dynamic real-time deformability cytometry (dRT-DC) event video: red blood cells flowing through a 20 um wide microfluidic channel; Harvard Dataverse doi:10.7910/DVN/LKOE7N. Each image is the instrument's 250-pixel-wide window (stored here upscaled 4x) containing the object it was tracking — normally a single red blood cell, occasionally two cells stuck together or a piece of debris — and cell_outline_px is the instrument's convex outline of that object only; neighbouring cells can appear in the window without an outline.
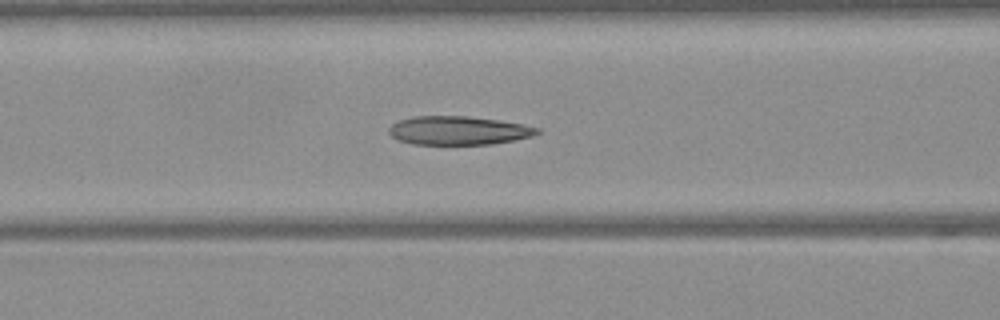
{"species": "Egyptian fruit bat (a non-hibernating species)", "species_latin": "Rousettus aegyptiacus", "temperature_condition": "warm", "stored_images_in_passage": 46, "camera_frame_rate_fps": 3000, "um_per_image_px": 0.085, "frame": {"image": 1, "passage_image": 16, "time_ms": 5.0, "image_size_px": [1000, 320], "cell_outline_px": [[540, 132], [532, 136], [516, 140], [492, 144], [412, 144], [400, 140], [392, 136], [388, 132], [388, 128], [392, 124], [400, 120], [412, 116], [468, 116], [500, 120], [524, 124], [540, 128]], "centroid_in_image_um": [38.99, 11.09], "position_along_channel_um": 127.6, "area_um2": 24.85}}
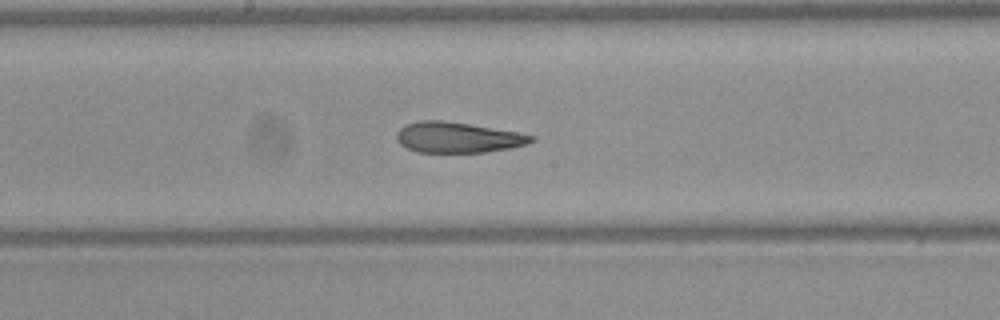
{"frame": {"image": 2, "passage_image": 22, "time_ms": 7.0, "image_size_px": [1000, 320], "cell_outline_px": [[536, 140], [528, 144], [512, 148], [484, 152], [420, 152], [408, 148], [400, 144], [396, 140], [396, 132], [404, 124], [420, 120], [444, 120], [520, 132], [536, 136]], "centroid_in_image_um": [38.94, 11.67], "position_along_channel_um": 209.3, "area_um2": 24.28}}
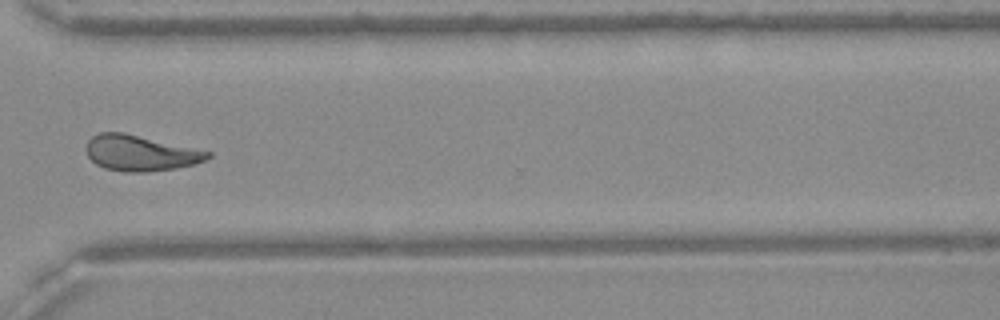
{"frame": {"image": 3, "passage_image": 33, "time_ms": 10.667, "image_size_px": [1000, 320], "cell_outline_px": [[212, 156], [204, 160], [192, 164], [176, 168], [148, 172], [124, 172], [104, 168], [96, 164], [88, 156], [84, 148], [88, 140], [92, 136], [100, 132], [124, 132], [212, 152]], "centroid_in_image_um": [11.89, 13.01], "position_along_channel_um": 358.7, "area_um2": 25.32}, "authors_computed_cell_mechanics": {"area_um2": 25.5765, "velocity_mm_per_s": 4.0698, "shape_relaxation_time_tau1_ms": null, "shape_relaxation_time_tau2_ms": 1.9474, "deformation_change_tau1": null, "deformation_change_tau2": 0.0905}}